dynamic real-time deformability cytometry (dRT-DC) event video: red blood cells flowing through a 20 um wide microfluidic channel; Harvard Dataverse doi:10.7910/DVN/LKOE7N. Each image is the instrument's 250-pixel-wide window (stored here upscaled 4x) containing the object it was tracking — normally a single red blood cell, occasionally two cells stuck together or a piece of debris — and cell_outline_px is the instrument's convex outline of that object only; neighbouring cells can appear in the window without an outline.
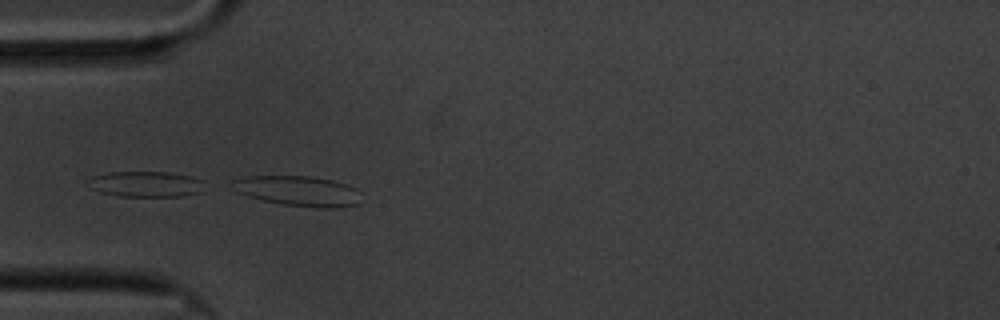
{"species": "common noctule bat (a hibernating species)", "species_latin": "Nyctalus noctula", "temperature_condition": "cold", "stored_images_in_passage": 29, "camera_frame_rate_fps": 3000, "um_per_image_px": 0.085, "animal": {"sex": "male", "body_mass_g": 20.1, "forearm_length_mm": 53.5}, "frame": {"image": 1, "passage_image": 9, "time_ms": 2.667, "image_size_px": [1000, 320], "cell_outline_px": [[360, 192], [356, 204], [332, 208], [328, 208], [284, 204], [264, 200], [248, 196], [236, 192], [232, 180], [248, 176], [312, 176], [332, 180], [356, 188]], "centroid_in_image_um": [25.33, 16.21], "position_along_channel_um": 59.7, "area_um2": 22.14}}